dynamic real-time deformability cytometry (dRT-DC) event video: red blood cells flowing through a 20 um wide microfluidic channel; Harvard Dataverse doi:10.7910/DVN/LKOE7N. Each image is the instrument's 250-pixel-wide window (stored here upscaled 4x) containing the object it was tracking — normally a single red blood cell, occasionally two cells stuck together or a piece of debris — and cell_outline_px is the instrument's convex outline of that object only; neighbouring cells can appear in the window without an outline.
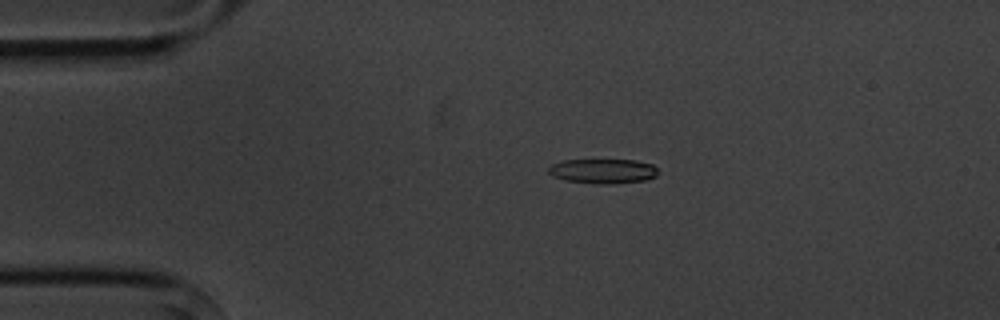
{"species": "common noctule bat (a hibernating species)", "species_latin": "Nyctalus noctula", "temperature_condition": "cold", "stored_images_in_passage": 4, "camera_frame_rate_fps": 3000, "um_per_image_px": 0.085, "animal": {"sex": "male", "body_mass_g": 20.1, "forearm_length_mm": 53.5}, "frame": {"image": 1, "passage_image": 3, "time_ms": 3.333, "image_size_px": [1000, 320], "cell_outline_px": [[656, 176], [644, 180], [612, 184], [596, 184], [564, 180], [552, 176], [548, 172], [548, 168], [552, 164], [564, 160], [636, 160], [652, 164], [656, 168]], "centroid_in_image_um": [51.22, 14.55], "position_along_channel_um": 33.8, "area_um2": 15.72}}